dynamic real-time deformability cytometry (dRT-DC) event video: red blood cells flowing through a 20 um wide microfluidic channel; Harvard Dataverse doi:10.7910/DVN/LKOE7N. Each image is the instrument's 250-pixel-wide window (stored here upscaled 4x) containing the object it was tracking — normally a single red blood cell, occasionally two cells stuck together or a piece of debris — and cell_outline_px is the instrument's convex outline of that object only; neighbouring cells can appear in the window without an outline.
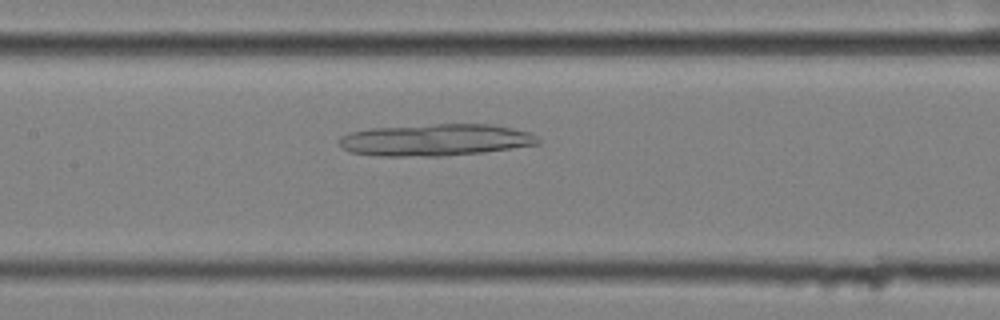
{"species": "common noctule bat (a hibernating species)", "species_latin": "Nyctalus noctula", "temperature_condition": "cold", "stored_images_in_passage": 57, "camera_frame_rate_fps": 3000, "um_per_image_px": 0.085, "animal": {"sex": "female", "body_mass_g": 25.1}, "frame": {"image": 1, "passage_image": 27, "time_ms": 8.667, "image_size_px": [1000, 320], "cell_outline_px": [[540, 144], [484, 152], [440, 156], [380, 156], [348, 152], [336, 140], [340, 136], [348, 132], [372, 128], [432, 124], [488, 124], [512, 128], [528, 132], [536, 136], [540, 140]], "centroid_in_image_um": [36.97, 11.89], "position_along_channel_um": 170.4, "area_um2": 37.05}}
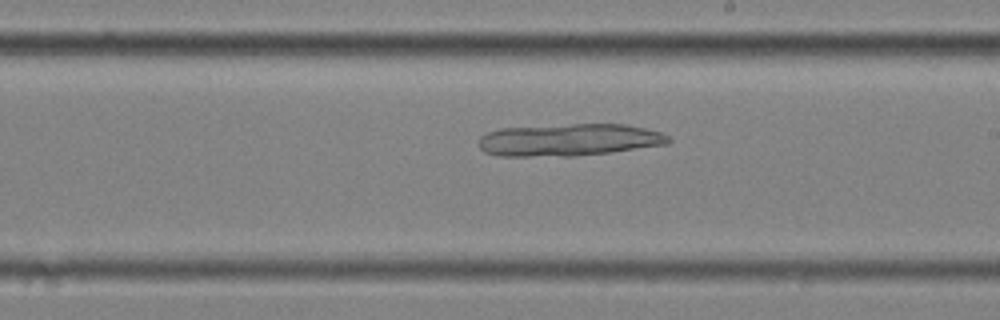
{"frame": {"image": 2, "passage_image": 33, "time_ms": 10.667, "image_size_px": [1000, 320], "cell_outline_px": [[672, 140], [668, 144], [608, 152], [576, 156], [500, 156], [484, 152], [476, 144], [480, 136], [488, 132], [500, 128], [572, 124], [628, 124], [660, 132], [668, 136]], "centroid_in_image_um": [48.33, 11.89], "position_along_channel_um": 240.7, "area_um2": 35.78}}
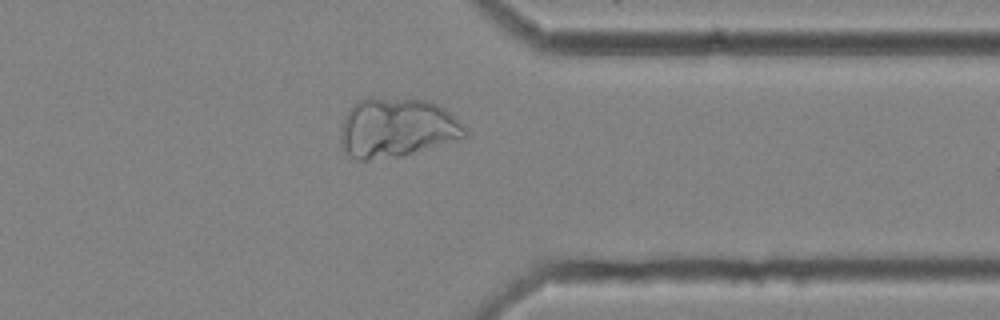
{"frame": {"image": 3, "passage_image": 45, "time_ms": 14.667, "image_size_px": [1000, 320], "cell_outline_px": [[468, 136], [400, 156], [368, 160], [356, 160], [344, 152], [340, 144], [340, 128], [344, 116], [352, 104], [368, 96], [372, 96], [428, 100], [444, 108], [456, 116], [468, 132]], "centroid_in_image_um": [33.67, 10.83], "position_along_channel_um": 377.7, "area_um2": 43.58}}